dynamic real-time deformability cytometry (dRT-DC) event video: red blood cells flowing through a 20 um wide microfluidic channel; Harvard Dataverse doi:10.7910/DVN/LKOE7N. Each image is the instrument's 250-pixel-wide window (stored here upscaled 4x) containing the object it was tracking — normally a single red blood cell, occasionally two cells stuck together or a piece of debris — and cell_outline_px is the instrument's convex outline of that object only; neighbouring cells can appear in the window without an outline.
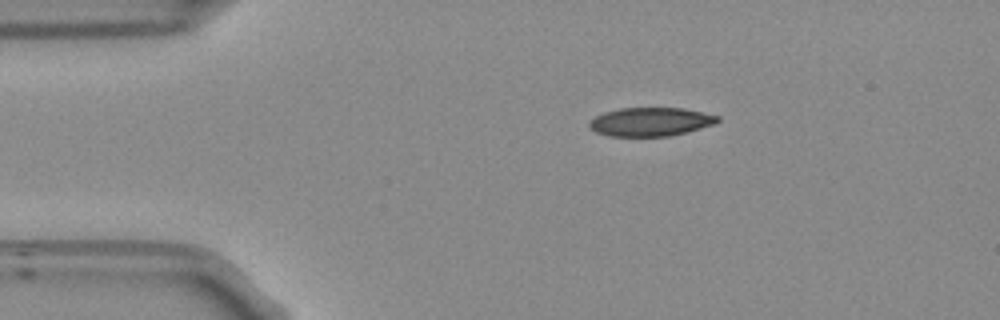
{"species": "Egyptian fruit bat (a non-hibernating species)", "species_latin": "Rousettus aegyptiacus", "temperature_condition": "room temperature", "stored_images_in_passage": 45, "camera_frame_rate_fps": 3000, "um_per_image_px": 0.085, "frame": {"image": 1, "passage_image": 1, "time_ms": 0.0, "image_size_px": [1000, 320], "cell_outline_px": [[720, 120], [716, 124], [668, 136], [608, 136], [596, 132], [588, 124], [596, 116], [604, 112], [620, 108], [684, 108], [720, 116]], "centroid_in_image_um": [55.32, 10.34], "position_along_channel_um": 29.7, "area_um2": 21.27}}
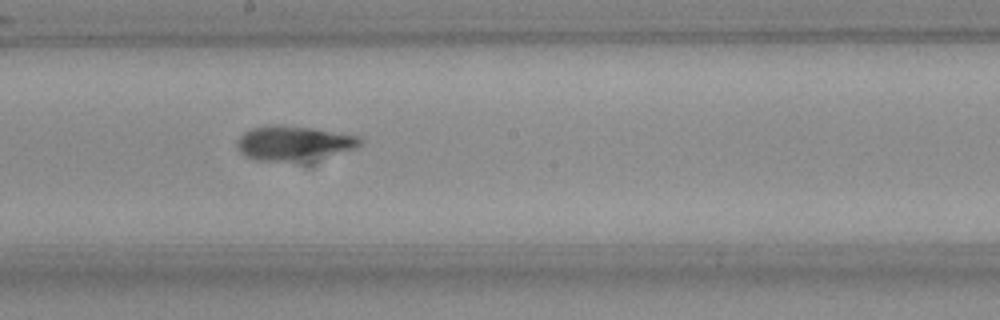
{"frame": {"image": 2, "passage_image": 20, "time_ms": 6.333, "image_size_px": [1000, 320], "cell_outline_px": [[364, 140], [356, 148], [300, 160], [256, 160], [244, 156], [240, 152], [236, 144], [236, 140], [244, 132], [252, 128], [272, 124], [284, 124], [316, 128], [360, 136]], "centroid_in_image_um": [24.92, 12.11], "position_along_channel_um": 223.3, "area_um2": 24.51}}
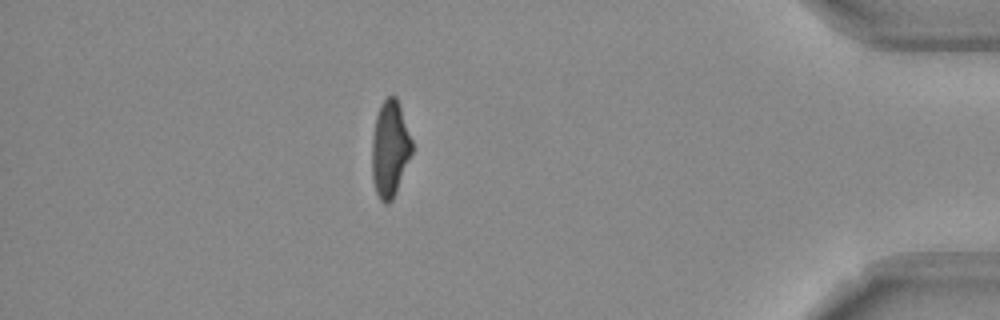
{"frame": {"image": 3, "passage_image": 38, "time_ms": 12.333, "image_size_px": [1000, 320], "cell_outline_px": [[412, 152], [396, 192], [392, 200], [388, 204], [384, 204], [380, 200], [376, 192], [372, 180], [372, 140], [376, 116], [380, 104], [388, 96], [396, 96], [412, 140]], "centroid_in_image_um": [33.13, 12.67], "position_along_channel_um": 402.1, "area_um2": 22.31}, "authors_computed_cell_mechanics": {"area_um2": 23.0622, "velocity_mm_per_s": 3.7674, "shape_relaxation_time_tau1_ms": 6.7859, "shape_relaxation_time_tau2_ms": 1.9146, "deformation_change_tau1": 0.212, "deformation_change_tau2": 0.0902}}